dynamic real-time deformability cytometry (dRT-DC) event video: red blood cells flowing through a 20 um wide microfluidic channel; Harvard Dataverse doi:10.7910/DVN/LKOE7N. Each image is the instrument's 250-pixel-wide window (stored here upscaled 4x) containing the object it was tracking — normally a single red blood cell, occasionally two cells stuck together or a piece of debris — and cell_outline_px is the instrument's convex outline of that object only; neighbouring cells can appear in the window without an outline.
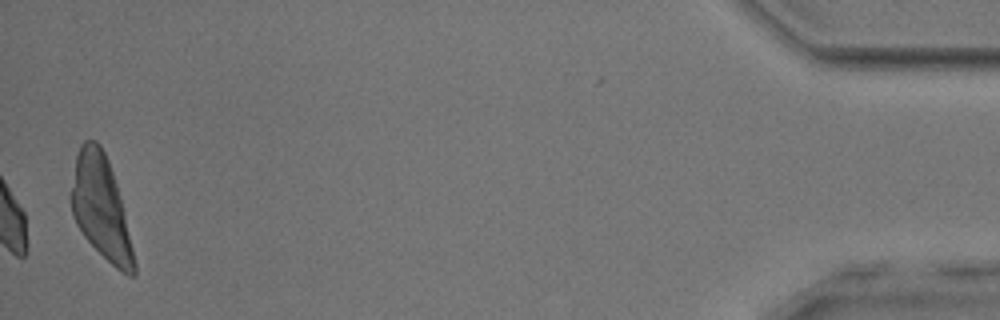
{"species": "common noctule bat (a hibernating species)", "species_latin": "Nyctalus noctula", "temperature_condition": "room temperature", "stored_images_in_passage": 42, "camera_frame_rate_fps": 3000, "um_per_image_px": 0.085, "animal": {"sex": "male", "body_mass_g": 17.9, "forearm_length_mm": 54.2}, "frame": {"image": 1, "passage_image": 42, "time_ms": 13.667, "image_size_px": [1000, 320], "cell_outline_px": [[136, 276], [128, 276], [120, 272], [84, 236], [76, 224], [72, 216], [68, 196], [76, 156], [80, 144], [84, 140], [96, 140], [100, 144], [108, 160], [116, 184], [136, 264]], "centroid_in_image_um": [8.52, 17.61], "position_along_channel_um": 426.7, "area_um2": 37.51}, "authors_computed_cell_mechanics": {"area_um2": 22.8599, "velocity_mm_per_s": 3.8649, "shape_relaxation_time_tau1_ms": 3.9602, "shape_relaxation_time_tau2_ms": 2.4403, "deformation_change_tau1": 0.089, "deformation_change_tau2": 0.0654}}